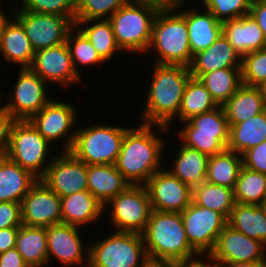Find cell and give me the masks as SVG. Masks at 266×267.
Listing matches in <instances>:
<instances>
[{"mask_svg": "<svg viewBox=\"0 0 266 267\" xmlns=\"http://www.w3.org/2000/svg\"><path fill=\"white\" fill-rule=\"evenodd\" d=\"M155 130L169 136L167 127L142 122L125 132L115 167L131 185H145L157 171L163 169L162 154L167 148V141L156 135Z\"/></svg>", "mask_w": 266, "mask_h": 267, "instance_id": "obj_1", "label": "cell"}, {"mask_svg": "<svg viewBox=\"0 0 266 267\" xmlns=\"http://www.w3.org/2000/svg\"><path fill=\"white\" fill-rule=\"evenodd\" d=\"M145 106L139 122L167 127L178 117L184 89L192 77L190 69L183 65H158L153 63Z\"/></svg>", "mask_w": 266, "mask_h": 267, "instance_id": "obj_2", "label": "cell"}, {"mask_svg": "<svg viewBox=\"0 0 266 267\" xmlns=\"http://www.w3.org/2000/svg\"><path fill=\"white\" fill-rule=\"evenodd\" d=\"M141 235L149 260L178 264L200 256L188 242L181 213L152 210Z\"/></svg>", "mask_w": 266, "mask_h": 267, "instance_id": "obj_3", "label": "cell"}, {"mask_svg": "<svg viewBox=\"0 0 266 267\" xmlns=\"http://www.w3.org/2000/svg\"><path fill=\"white\" fill-rule=\"evenodd\" d=\"M150 49L157 54L153 59L154 64L191 65L193 55L186 20L168 1L159 9L153 21L148 52Z\"/></svg>", "mask_w": 266, "mask_h": 267, "instance_id": "obj_4", "label": "cell"}, {"mask_svg": "<svg viewBox=\"0 0 266 267\" xmlns=\"http://www.w3.org/2000/svg\"><path fill=\"white\" fill-rule=\"evenodd\" d=\"M168 0H132L119 8L108 20L122 52L148 54L152 25L159 9Z\"/></svg>", "mask_w": 266, "mask_h": 267, "instance_id": "obj_5", "label": "cell"}, {"mask_svg": "<svg viewBox=\"0 0 266 267\" xmlns=\"http://www.w3.org/2000/svg\"><path fill=\"white\" fill-rule=\"evenodd\" d=\"M76 128L75 140L70 152L87 165H115L126 130L124 126L93 124Z\"/></svg>", "mask_w": 266, "mask_h": 267, "instance_id": "obj_6", "label": "cell"}, {"mask_svg": "<svg viewBox=\"0 0 266 267\" xmlns=\"http://www.w3.org/2000/svg\"><path fill=\"white\" fill-rule=\"evenodd\" d=\"M182 124L176 135L186 147L209 157L227 149L230 127L222 106L195 115Z\"/></svg>", "mask_w": 266, "mask_h": 267, "instance_id": "obj_7", "label": "cell"}, {"mask_svg": "<svg viewBox=\"0 0 266 267\" xmlns=\"http://www.w3.org/2000/svg\"><path fill=\"white\" fill-rule=\"evenodd\" d=\"M89 243L88 267H144L149 261L139 233L114 231Z\"/></svg>", "mask_w": 266, "mask_h": 267, "instance_id": "obj_8", "label": "cell"}, {"mask_svg": "<svg viewBox=\"0 0 266 267\" xmlns=\"http://www.w3.org/2000/svg\"><path fill=\"white\" fill-rule=\"evenodd\" d=\"M53 147L29 120H16L5 156L40 179L53 160H47Z\"/></svg>", "mask_w": 266, "mask_h": 267, "instance_id": "obj_9", "label": "cell"}, {"mask_svg": "<svg viewBox=\"0 0 266 267\" xmlns=\"http://www.w3.org/2000/svg\"><path fill=\"white\" fill-rule=\"evenodd\" d=\"M110 206V207H109ZM111 210L113 231L141 234L150 218L152 207L145 185H130L104 205V212Z\"/></svg>", "mask_w": 266, "mask_h": 267, "instance_id": "obj_10", "label": "cell"}, {"mask_svg": "<svg viewBox=\"0 0 266 267\" xmlns=\"http://www.w3.org/2000/svg\"><path fill=\"white\" fill-rule=\"evenodd\" d=\"M18 72L13 90L7 96L9 97L8 101L6 100L7 103L3 104L6 96L1 91L0 105L15 120H29L52 99L50 96L48 97V85L50 84L30 68H22Z\"/></svg>", "mask_w": 266, "mask_h": 267, "instance_id": "obj_11", "label": "cell"}, {"mask_svg": "<svg viewBox=\"0 0 266 267\" xmlns=\"http://www.w3.org/2000/svg\"><path fill=\"white\" fill-rule=\"evenodd\" d=\"M74 107L64 100L51 99L29 121L50 144L53 145L62 139L61 142L64 141L62 143L65 145L61 151H70L77 132L72 129L76 126V122H79L78 111Z\"/></svg>", "mask_w": 266, "mask_h": 267, "instance_id": "obj_12", "label": "cell"}, {"mask_svg": "<svg viewBox=\"0 0 266 267\" xmlns=\"http://www.w3.org/2000/svg\"><path fill=\"white\" fill-rule=\"evenodd\" d=\"M190 246L201 256L214 249L219 234L227 225V218L218 211L191 204L181 213Z\"/></svg>", "mask_w": 266, "mask_h": 267, "instance_id": "obj_13", "label": "cell"}, {"mask_svg": "<svg viewBox=\"0 0 266 267\" xmlns=\"http://www.w3.org/2000/svg\"><path fill=\"white\" fill-rule=\"evenodd\" d=\"M12 16L23 26L35 52L66 42L68 32L75 26L68 17L55 14L14 9Z\"/></svg>", "mask_w": 266, "mask_h": 267, "instance_id": "obj_14", "label": "cell"}, {"mask_svg": "<svg viewBox=\"0 0 266 267\" xmlns=\"http://www.w3.org/2000/svg\"><path fill=\"white\" fill-rule=\"evenodd\" d=\"M30 69L48 84L65 88L63 91L75 83L86 85L74 68L66 42L36 51Z\"/></svg>", "mask_w": 266, "mask_h": 267, "instance_id": "obj_15", "label": "cell"}, {"mask_svg": "<svg viewBox=\"0 0 266 267\" xmlns=\"http://www.w3.org/2000/svg\"><path fill=\"white\" fill-rule=\"evenodd\" d=\"M79 228L65 223L47 227L48 266L53 258L64 267L89 266V245L82 244Z\"/></svg>", "mask_w": 266, "mask_h": 267, "instance_id": "obj_16", "label": "cell"}, {"mask_svg": "<svg viewBox=\"0 0 266 267\" xmlns=\"http://www.w3.org/2000/svg\"><path fill=\"white\" fill-rule=\"evenodd\" d=\"M40 178L60 197L88 190L87 164L78 160L70 151L58 152Z\"/></svg>", "mask_w": 266, "mask_h": 267, "instance_id": "obj_17", "label": "cell"}, {"mask_svg": "<svg viewBox=\"0 0 266 267\" xmlns=\"http://www.w3.org/2000/svg\"><path fill=\"white\" fill-rule=\"evenodd\" d=\"M165 167L166 165L145 184L152 210L182 213L192 202V188Z\"/></svg>", "mask_w": 266, "mask_h": 267, "instance_id": "obj_18", "label": "cell"}, {"mask_svg": "<svg viewBox=\"0 0 266 267\" xmlns=\"http://www.w3.org/2000/svg\"><path fill=\"white\" fill-rule=\"evenodd\" d=\"M208 256L217 264L266 262V245L240 233L227 224L219 234L215 247Z\"/></svg>", "mask_w": 266, "mask_h": 267, "instance_id": "obj_19", "label": "cell"}, {"mask_svg": "<svg viewBox=\"0 0 266 267\" xmlns=\"http://www.w3.org/2000/svg\"><path fill=\"white\" fill-rule=\"evenodd\" d=\"M22 223L49 227L61 223V197L38 179L21 202Z\"/></svg>", "mask_w": 266, "mask_h": 267, "instance_id": "obj_20", "label": "cell"}, {"mask_svg": "<svg viewBox=\"0 0 266 267\" xmlns=\"http://www.w3.org/2000/svg\"><path fill=\"white\" fill-rule=\"evenodd\" d=\"M189 0H168V2L185 18L192 55L207 49L222 34V22L207 9L185 8ZM204 11V12H203Z\"/></svg>", "mask_w": 266, "mask_h": 267, "instance_id": "obj_21", "label": "cell"}, {"mask_svg": "<svg viewBox=\"0 0 266 267\" xmlns=\"http://www.w3.org/2000/svg\"><path fill=\"white\" fill-rule=\"evenodd\" d=\"M241 60V56L222 33L211 46L193 55L190 74L192 78L199 79L218 69L241 68Z\"/></svg>", "mask_w": 266, "mask_h": 267, "instance_id": "obj_22", "label": "cell"}, {"mask_svg": "<svg viewBox=\"0 0 266 267\" xmlns=\"http://www.w3.org/2000/svg\"><path fill=\"white\" fill-rule=\"evenodd\" d=\"M222 33L241 58L266 48L265 35L250 14L222 22Z\"/></svg>", "mask_w": 266, "mask_h": 267, "instance_id": "obj_23", "label": "cell"}, {"mask_svg": "<svg viewBox=\"0 0 266 267\" xmlns=\"http://www.w3.org/2000/svg\"><path fill=\"white\" fill-rule=\"evenodd\" d=\"M34 54L23 26L12 16L5 24L0 39V66L3 57L4 61L15 64L20 69L30 68Z\"/></svg>", "mask_w": 266, "mask_h": 267, "instance_id": "obj_24", "label": "cell"}, {"mask_svg": "<svg viewBox=\"0 0 266 267\" xmlns=\"http://www.w3.org/2000/svg\"><path fill=\"white\" fill-rule=\"evenodd\" d=\"M103 212L104 206L88 190L61 197V223L85 228L99 221Z\"/></svg>", "mask_w": 266, "mask_h": 267, "instance_id": "obj_25", "label": "cell"}, {"mask_svg": "<svg viewBox=\"0 0 266 267\" xmlns=\"http://www.w3.org/2000/svg\"><path fill=\"white\" fill-rule=\"evenodd\" d=\"M131 184L112 164L87 165L88 191L104 206Z\"/></svg>", "mask_w": 266, "mask_h": 267, "instance_id": "obj_26", "label": "cell"}, {"mask_svg": "<svg viewBox=\"0 0 266 267\" xmlns=\"http://www.w3.org/2000/svg\"><path fill=\"white\" fill-rule=\"evenodd\" d=\"M37 180L27 169L6 156L0 157V202L21 203Z\"/></svg>", "mask_w": 266, "mask_h": 267, "instance_id": "obj_27", "label": "cell"}, {"mask_svg": "<svg viewBox=\"0 0 266 267\" xmlns=\"http://www.w3.org/2000/svg\"><path fill=\"white\" fill-rule=\"evenodd\" d=\"M177 150L173 165L172 167L168 165L167 170L191 188L206 181L209 156L186 147L181 142Z\"/></svg>", "mask_w": 266, "mask_h": 267, "instance_id": "obj_28", "label": "cell"}, {"mask_svg": "<svg viewBox=\"0 0 266 267\" xmlns=\"http://www.w3.org/2000/svg\"><path fill=\"white\" fill-rule=\"evenodd\" d=\"M15 248L28 267H48L47 227L22 224L18 230Z\"/></svg>", "mask_w": 266, "mask_h": 267, "instance_id": "obj_29", "label": "cell"}, {"mask_svg": "<svg viewBox=\"0 0 266 267\" xmlns=\"http://www.w3.org/2000/svg\"><path fill=\"white\" fill-rule=\"evenodd\" d=\"M222 107L229 125L243 122L266 109L257 86L245 84H242Z\"/></svg>", "mask_w": 266, "mask_h": 267, "instance_id": "obj_30", "label": "cell"}, {"mask_svg": "<svg viewBox=\"0 0 266 267\" xmlns=\"http://www.w3.org/2000/svg\"><path fill=\"white\" fill-rule=\"evenodd\" d=\"M227 224L266 245V208L263 205L235 203Z\"/></svg>", "mask_w": 266, "mask_h": 267, "instance_id": "obj_31", "label": "cell"}, {"mask_svg": "<svg viewBox=\"0 0 266 267\" xmlns=\"http://www.w3.org/2000/svg\"><path fill=\"white\" fill-rule=\"evenodd\" d=\"M228 150L240 155L266 141V109L249 119L229 125Z\"/></svg>", "mask_w": 266, "mask_h": 267, "instance_id": "obj_32", "label": "cell"}, {"mask_svg": "<svg viewBox=\"0 0 266 267\" xmlns=\"http://www.w3.org/2000/svg\"><path fill=\"white\" fill-rule=\"evenodd\" d=\"M75 26L87 37L105 62L113 60L117 53H123L116 43L113 27L108 19L75 20Z\"/></svg>", "mask_w": 266, "mask_h": 267, "instance_id": "obj_33", "label": "cell"}, {"mask_svg": "<svg viewBox=\"0 0 266 267\" xmlns=\"http://www.w3.org/2000/svg\"><path fill=\"white\" fill-rule=\"evenodd\" d=\"M242 166V155L225 149L209 157L206 181L234 189Z\"/></svg>", "mask_w": 266, "mask_h": 267, "instance_id": "obj_34", "label": "cell"}, {"mask_svg": "<svg viewBox=\"0 0 266 267\" xmlns=\"http://www.w3.org/2000/svg\"><path fill=\"white\" fill-rule=\"evenodd\" d=\"M199 80L218 106L224 105L242 85L241 68H223L202 75Z\"/></svg>", "mask_w": 266, "mask_h": 267, "instance_id": "obj_35", "label": "cell"}, {"mask_svg": "<svg viewBox=\"0 0 266 267\" xmlns=\"http://www.w3.org/2000/svg\"><path fill=\"white\" fill-rule=\"evenodd\" d=\"M192 202L218 211L228 219L235 205L234 189L204 181L192 188Z\"/></svg>", "mask_w": 266, "mask_h": 267, "instance_id": "obj_36", "label": "cell"}, {"mask_svg": "<svg viewBox=\"0 0 266 267\" xmlns=\"http://www.w3.org/2000/svg\"><path fill=\"white\" fill-rule=\"evenodd\" d=\"M218 107L210 92L199 79L190 78L181 100L177 120L181 123L195 115L211 111Z\"/></svg>", "mask_w": 266, "mask_h": 267, "instance_id": "obj_37", "label": "cell"}, {"mask_svg": "<svg viewBox=\"0 0 266 267\" xmlns=\"http://www.w3.org/2000/svg\"><path fill=\"white\" fill-rule=\"evenodd\" d=\"M235 203L264 205L266 200V175L241 167L234 188Z\"/></svg>", "mask_w": 266, "mask_h": 267, "instance_id": "obj_38", "label": "cell"}, {"mask_svg": "<svg viewBox=\"0 0 266 267\" xmlns=\"http://www.w3.org/2000/svg\"><path fill=\"white\" fill-rule=\"evenodd\" d=\"M66 43L70 50L74 68L79 75L82 76L79 66H100V64L102 65L103 63H106L97 53L87 37L76 26L68 32Z\"/></svg>", "mask_w": 266, "mask_h": 267, "instance_id": "obj_39", "label": "cell"}, {"mask_svg": "<svg viewBox=\"0 0 266 267\" xmlns=\"http://www.w3.org/2000/svg\"><path fill=\"white\" fill-rule=\"evenodd\" d=\"M132 0H77L75 20L109 19Z\"/></svg>", "mask_w": 266, "mask_h": 267, "instance_id": "obj_40", "label": "cell"}, {"mask_svg": "<svg viewBox=\"0 0 266 267\" xmlns=\"http://www.w3.org/2000/svg\"><path fill=\"white\" fill-rule=\"evenodd\" d=\"M21 5L15 9L39 14H55L68 17L75 24L77 0H19Z\"/></svg>", "mask_w": 266, "mask_h": 267, "instance_id": "obj_41", "label": "cell"}, {"mask_svg": "<svg viewBox=\"0 0 266 267\" xmlns=\"http://www.w3.org/2000/svg\"><path fill=\"white\" fill-rule=\"evenodd\" d=\"M201 7L209 10L220 21H228L248 15L253 0H200ZM203 4V6H202Z\"/></svg>", "mask_w": 266, "mask_h": 267, "instance_id": "obj_42", "label": "cell"}, {"mask_svg": "<svg viewBox=\"0 0 266 267\" xmlns=\"http://www.w3.org/2000/svg\"><path fill=\"white\" fill-rule=\"evenodd\" d=\"M242 84L258 86L266 80V48L250 52L241 60Z\"/></svg>", "mask_w": 266, "mask_h": 267, "instance_id": "obj_43", "label": "cell"}, {"mask_svg": "<svg viewBox=\"0 0 266 267\" xmlns=\"http://www.w3.org/2000/svg\"><path fill=\"white\" fill-rule=\"evenodd\" d=\"M243 167L266 175V141L242 154Z\"/></svg>", "mask_w": 266, "mask_h": 267, "instance_id": "obj_44", "label": "cell"}, {"mask_svg": "<svg viewBox=\"0 0 266 267\" xmlns=\"http://www.w3.org/2000/svg\"><path fill=\"white\" fill-rule=\"evenodd\" d=\"M21 203L0 202V229L22 225Z\"/></svg>", "mask_w": 266, "mask_h": 267, "instance_id": "obj_45", "label": "cell"}, {"mask_svg": "<svg viewBox=\"0 0 266 267\" xmlns=\"http://www.w3.org/2000/svg\"><path fill=\"white\" fill-rule=\"evenodd\" d=\"M16 120L0 105V157L7 153L11 129Z\"/></svg>", "mask_w": 266, "mask_h": 267, "instance_id": "obj_46", "label": "cell"}, {"mask_svg": "<svg viewBox=\"0 0 266 267\" xmlns=\"http://www.w3.org/2000/svg\"><path fill=\"white\" fill-rule=\"evenodd\" d=\"M249 14L257 22L266 38V0H253Z\"/></svg>", "mask_w": 266, "mask_h": 267, "instance_id": "obj_47", "label": "cell"}, {"mask_svg": "<svg viewBox=\"0 0 266 267\" xmlns=\"http://www.w3.org/2000/svg\"><path fill=\"white\" fill-rule=\"evenodd\" d=\"M19 227L0 229V254L15 248Z\"/></svg>", "mask_w": 266, "mask_h": 267, "instance_id": "obj_48", "label": "cell"}, {"mask_svg": "<svg viewBox=\"0 0 266 267\" xmlns=\"http://www.w3.org/2000/svg\"><path fill=\"white\" fill-rule=\"evenodd\" d=\"M0 267H28L21 256V254L12 248L0 254Z\"/></svg>", "mask_w": 266, "mask_h": 267, "instance_id": "obj_49", "label": "cell"}, {"mask_svg": "<svg viewBox=\"0 0 266 267\" xmlns=\"http://www.w3.org/2000/svg\"><path fill=\"white\" fill-rule=\"evenodd\" d=\"M177 267H218V264L213 261L209 256L200 255L199 257L193 260L178 263Z\"/></svg>", "mask_w": 266, "mask_h": 267, "instance_id": "obj_50", "label": "cell"}, {"mask_svg": "<svg viewBox=\"0 0 266 267\" xmlns=\"http://www.w3.org/2000/svg\"><path fill=\"white\" fill-rule=\"evenodd\" d=\"M218 267H265V262L220 263Z\"/></svg>", "mask_w": 266, "mask_h": 267, "instance_id": "obj_51", "label": "cell"}, {"mask_svg": "<svg viewBox=\"0 0 266 267\" xmlns=\"http://www.w3.org/2000/svg\"><path fill=\"white\" fill-rule=\"evenodd\" d=\"M144 267H177L176 263L149 260Z\"/></svg>", "mask_w": 266, "mask_h": 267, "instance_id": "obj_52", "label": "cell"}, {"mask_svg": "<svg viewBox=\"0 0 266 267\" xmlns=\"http://www.w3.org/2000/svg\"><path fill=\"white\" fill-rule=\"evenodd\" d=\"M5 13L6 12L4 11V9L2 10V7L0 6V39L5 24L10 20V18L12 17L11 15H13V12L9 16L7 15V13L6 14Z\"/></svg>", "mask_w": 266, "mask_h": 267, "instance_id": "obj_53", "label": "cell"}, {"mask_svg": "<svg viewBox=\"0 0 266 267\" xmlns=\"http://www.w3.org/2000/svg\"><path fill=\"white\" fill-rule=\"evenodd\" d=\"M257 88L259 89L261 93V97L263 98L264 105L266 107V80L261 82Z\"/></svg>", "mask_w": 266, "mask_h": 267, "instance_id": "obj_54", "label": "cell"}, {"mask_svg": "<svg viewBox=\"0 0 266 267\" xmlns=\"http://www.w3.org/2000/svg\"><path fill=\"white\" fill-rule=\"evenodd\" d=\"M1 67H2V66H0V70L2 71ZM1 71H0V77H1V74H2ZM0 80H1V78H0ZM0 86H1V85H0ZM1 91H2V90H1V88H0V94H1Z\"/></svg>", "mask_w": 266, "mask_h": 267, "instance_id": "obj_55", "label": "cell"}]
</instances>
